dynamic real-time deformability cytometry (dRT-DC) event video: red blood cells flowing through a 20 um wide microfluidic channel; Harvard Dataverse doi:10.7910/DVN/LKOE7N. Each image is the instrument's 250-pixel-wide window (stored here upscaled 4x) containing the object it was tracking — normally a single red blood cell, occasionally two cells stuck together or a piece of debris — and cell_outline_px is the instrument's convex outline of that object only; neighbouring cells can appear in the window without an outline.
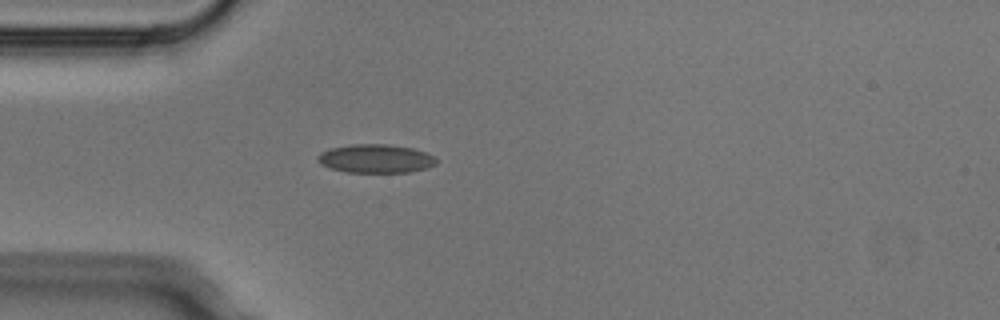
{"species": "Egyptian fruit bat (a non-hibernating species)", "species_latin": "Rousettus aegyptiacus", "temperature_condition": "cold", "stored_images_in_passage": 2, "camera_frame_rate_fps": 3000, "um_per_image_px": 0.085, "animal": {"sex": "male"}, "frame": {"image": 1, "passage_image": 2, "time_ms": 0.333, "image_size_px": [1000, 320], "cell_outline_px": [[436, 164], [428, 168], [408, 172], [348, 172], [332, 168], [320, 164], [316, 160], [316, 156], [320, 152], [328, 148], [352, 144], [388, 144], [412, 148], [436, 156]], "centroid_in_image_um": [31.91, 13.47], "position_along_channel_um": 53.1, "area_um2": 19.88}}